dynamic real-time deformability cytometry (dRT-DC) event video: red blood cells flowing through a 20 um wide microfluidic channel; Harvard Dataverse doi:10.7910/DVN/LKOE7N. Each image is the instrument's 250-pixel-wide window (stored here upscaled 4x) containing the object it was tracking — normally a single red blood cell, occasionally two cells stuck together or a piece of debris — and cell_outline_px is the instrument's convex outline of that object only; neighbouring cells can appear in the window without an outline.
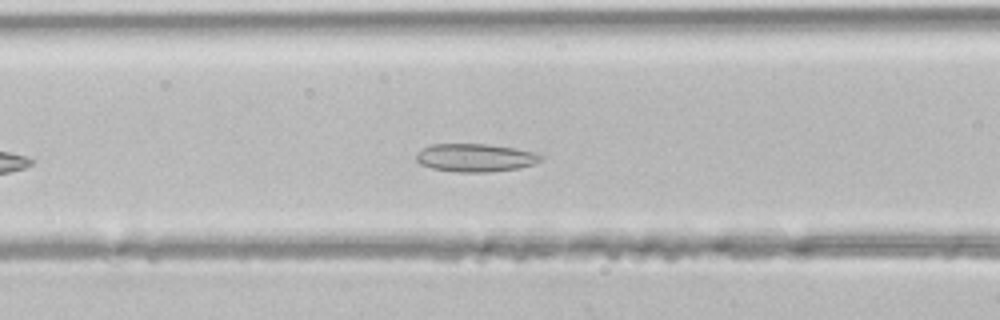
{"species": "common noctule bat (a hibernating species)", "species_latin": "Nyctalus noctula", "temperature_condition": "room temperature", "stored_images_in_passage": 33, "camera_frame_rate_fps": 3000, "um_per_image_px": 0.085, "animal": {"sex": "male", "body_mass_g": 21.5, "forearm_length_mm": 52.0}, "frame": {"image": 1, "passage_image": 9, "time_ms": 2.667, "image_size_px": [1000, 320], "cell_outline_px": [[544, 156], [540, 160], [532, 164], [520, 168], [488, 172], [456, 172], [432, 168], [420, 164], [416, 160], [416, 152], [432, 144], [488, 144], [536, 152]], "centroid_in_image_um": [40.39, 13.4], "position_along_channel_um": 126.2, "area_um2": 20.35}}
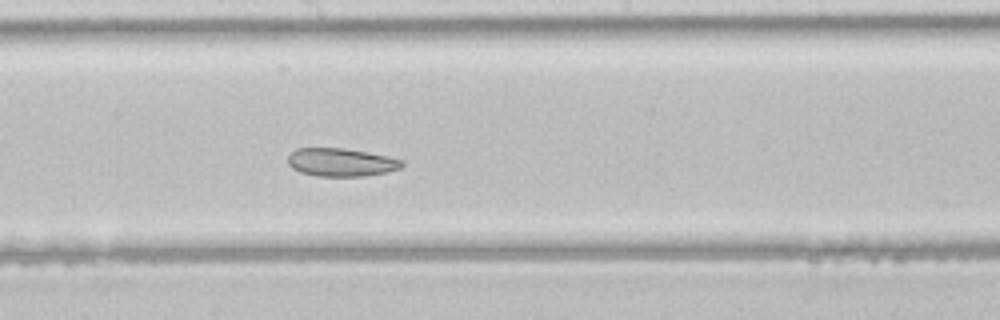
{"frame": {"image": 2, "passage_image": 15, "time_ms": 4.667, "image_size_px": [1000, 320], "cell_outline_px": [[404, 164], [400, 168], [388, 172], [364, 176], [316, 176], [300, 172], [292, 168], [288, 164], [288, 156], [296, 148], [344, 148], [388, 156], [404, 160]], "centroid_in_image_um": [29.0, 13.79], "position_along_channel_um": 219.2, "area_um2": 18.79}}
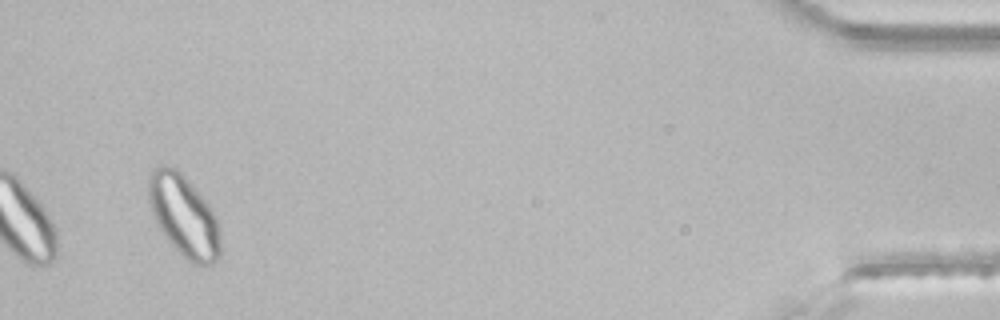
{"frame": {"image": 3, "passage_image": 33, "time_ms": 10.667, "image_size_px": [1000, 320], "cell_outline_px": [[220, 256], [212, 264], [192, 264], [168, 240], [156, 224], [148, 200], [148, 176], [152, 168], [160, 164], [176, 168], [188, 180], [208, 204], [216, 216], [220, 228]], "centroid_in_image_um": [15.61, 18.32], "position_along_channel_um": 419.6, "area_um2": 34.1}}